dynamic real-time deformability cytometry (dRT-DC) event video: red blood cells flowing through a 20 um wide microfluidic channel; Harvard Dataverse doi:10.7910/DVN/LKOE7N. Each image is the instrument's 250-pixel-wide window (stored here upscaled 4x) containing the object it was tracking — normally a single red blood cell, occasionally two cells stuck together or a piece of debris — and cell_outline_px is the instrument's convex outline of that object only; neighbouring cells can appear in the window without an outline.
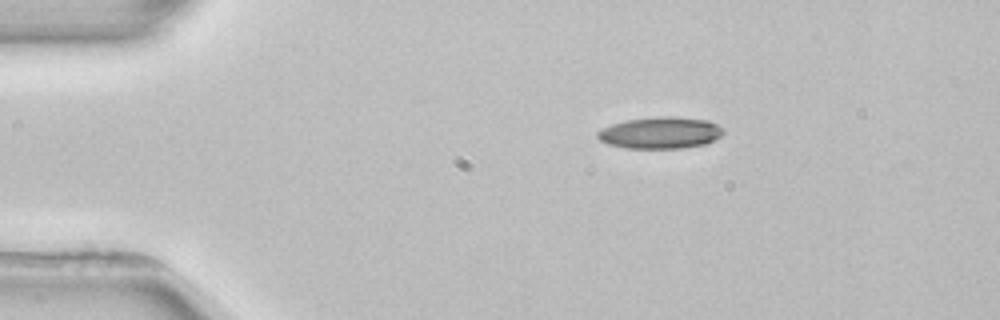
{"species": "common noctule bat (a hibernating species)", "species_latin": "Nyctalus noctula", "temperature_condition": "room temperature", "stored_images_in_passage": 3, "camera_frame_rate_fps": 3000, "um_per_image_px": 0.085, "animal": {"sex": "female", "body_mass_g": 22.7, "forearm_length_mm": 54.2}, "frame": {"image": 1, "passage_image": 1, "time_ms": 0.0, "image_size_px": [1000, 320], "cell_outline_px": [[724, 132], [720, 136], [704, 144], [680, 148], [624, 148], [608, 144], [600, 140], [596, 136], [596, 132], [612, 124], [628, 120], [660, 116], [672, 116], [708, 120], [724, 128]], "centroid_in_image_um": [56.12, 11.28], "position_along_channel_um": 28.9, "area_um2": 23.06}}
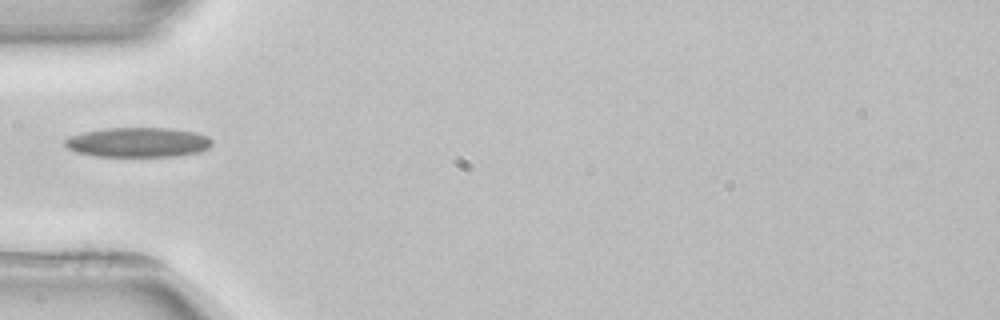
{"frame": {"image": 2, "passage_image": 3, "time_ms": 2.667, "image_size_px": [1000, 320], "cell_outline_px": [[212, 144], [208, 148], [196, 152], [176, 156], [96, 156], [76, 152], [68, 148], [64, 144], [64, 140], [72, 136], [84, 132], [108, 128], [172, 128], [196, 132], [208, 136], [212, 140]], "centroid_in_image_um": [11.75, 12.09], "position_along_channel_um": 73.2, "area_um2": 25.32}}